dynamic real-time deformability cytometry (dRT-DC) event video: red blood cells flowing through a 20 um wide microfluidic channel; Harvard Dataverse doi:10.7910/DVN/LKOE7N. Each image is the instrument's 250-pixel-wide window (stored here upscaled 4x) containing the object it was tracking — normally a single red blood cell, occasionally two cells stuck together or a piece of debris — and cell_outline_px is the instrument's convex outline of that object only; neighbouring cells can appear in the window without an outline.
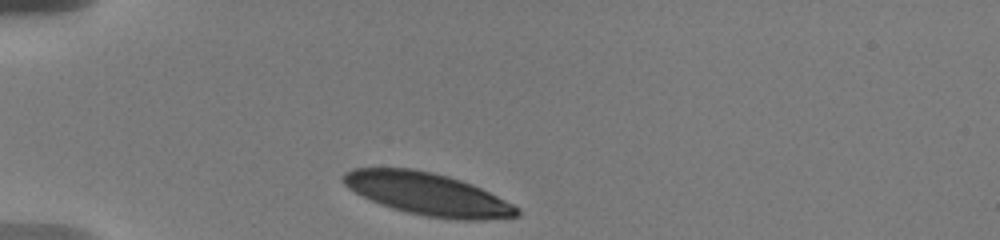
{"species": "human", "species_latin": "Homo sapiens", "temperature_condition": "warm", "stored_images_in_passage": 9, "camera_frame_rate_fps": 3000, "um_per_image_px": 0.085, "donor": {"sex": "male"}, "frame": {"image": 1, "passage_image": 1, "time_ms": 0.0, "image_size_px": [1000, 240], "cell_outline_px": [[520, 216], [484, 220], [456, 220], [428, 216], [408, 212], [392, 208], [380, 204], [348, 188], [340, 180], [340, 176], [344, 172], [352, 168], [412, 168], [432, 172], [448, 176], [472, 184], [520, 208]], "centroid_in_image_um": [36.33, 16.49], "position_along_channel_um": 48.7, "area_um2": 42.77}}
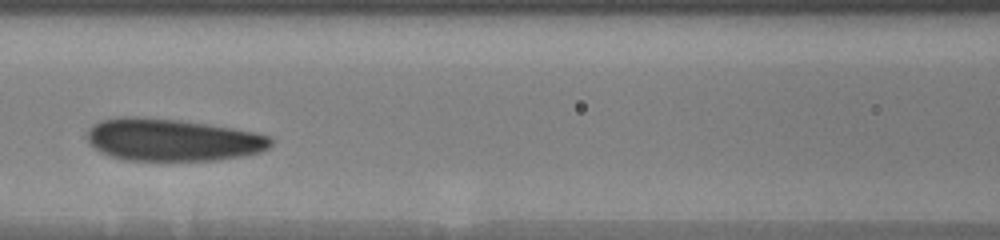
{"frame": {"image": 2, "passage_image": 6, "time_ms": 3.667, "image_size_px": [1000, 240], "cell_outline_px": [[272, 144], [268, 148], [260, 152], [240, 156], [216, 160], [128, 160], [112, 156], [100, 152], [88, 144], [88, 128], [92, 124], [100, 120], [120, 116], [136, 116], [180, 120], [232, 128], [256, 132], [268, 136], [272, 140]], "centroid_in_image_um": [14.61, 11.87], "position_along_channel_um": 152.0, "area_um2": 45.32}}
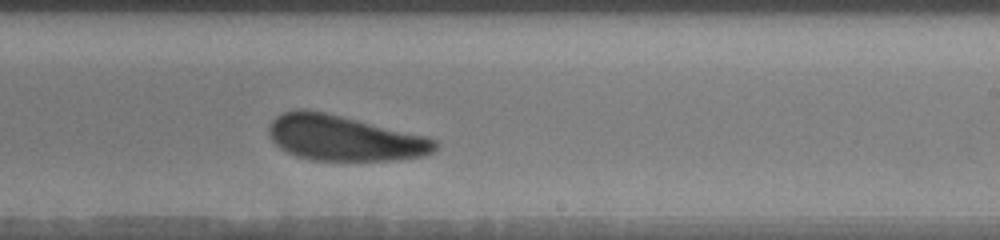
{"frame": {"image": 3, "passage_image": 9, "time_ms": 6.667, "image_size_px": [1000, 240], "cell_outline_px": [[440, 144], [432, 152], [424, 156], [392, 160], [312, 160], [296, 156], [284, 152], [272, 140], [268, 132], [268, 128], [272, 120], [276, 116], [284, 112], [296, 108], [304, 108], [324, 112], [428, 136], [436, 140]], "centroid_in_image_um": [29.24, 11.73], "position_along_channel_um": 259.8, "area_um2": 44.16}}